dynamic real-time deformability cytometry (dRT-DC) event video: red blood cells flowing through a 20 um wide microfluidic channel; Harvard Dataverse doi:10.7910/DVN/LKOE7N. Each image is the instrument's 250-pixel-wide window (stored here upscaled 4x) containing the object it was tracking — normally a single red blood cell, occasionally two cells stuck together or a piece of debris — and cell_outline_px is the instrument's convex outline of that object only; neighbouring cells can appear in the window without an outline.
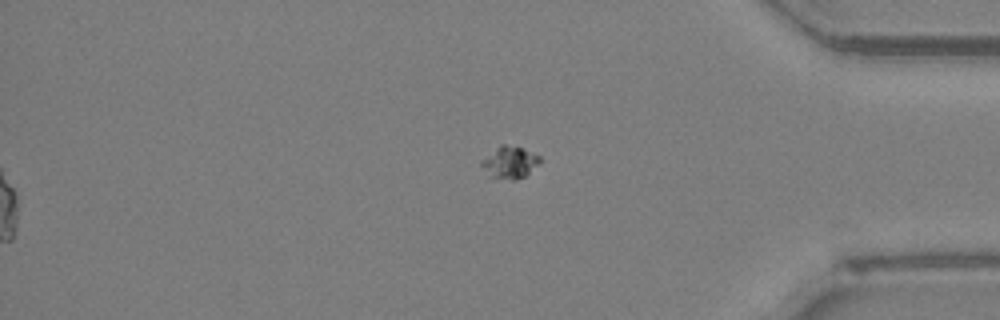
{"species": "Egyptian fruit bat (a non-hibernating species)", "species_latin": "Rousettus aegyptiacus", "temperature_condition": "room temperature", "stored_images_in_passage": 53, "segment_of_instrument_passage": [2, 2], "camera_frame_rate_fps": 3000, "um_per_image_px": 0.085, "animal": {"sex": "female"}, "frame": {"image": 1, "passage_image": 53, "time_ms": 17.333, "image_size_px": [1000, 320], "cell_outline_px": [[540, 164], [524, 176], [516, 180], [512, 180], [492, 176], [480, 164], [480, 160], [500, 144], [504, 144], [524, 148], [540, 156]], "centroid_in_image_um": [43.35, 13.77], "position_along_channel_um": 391.9, "area_um2": 10.81}}